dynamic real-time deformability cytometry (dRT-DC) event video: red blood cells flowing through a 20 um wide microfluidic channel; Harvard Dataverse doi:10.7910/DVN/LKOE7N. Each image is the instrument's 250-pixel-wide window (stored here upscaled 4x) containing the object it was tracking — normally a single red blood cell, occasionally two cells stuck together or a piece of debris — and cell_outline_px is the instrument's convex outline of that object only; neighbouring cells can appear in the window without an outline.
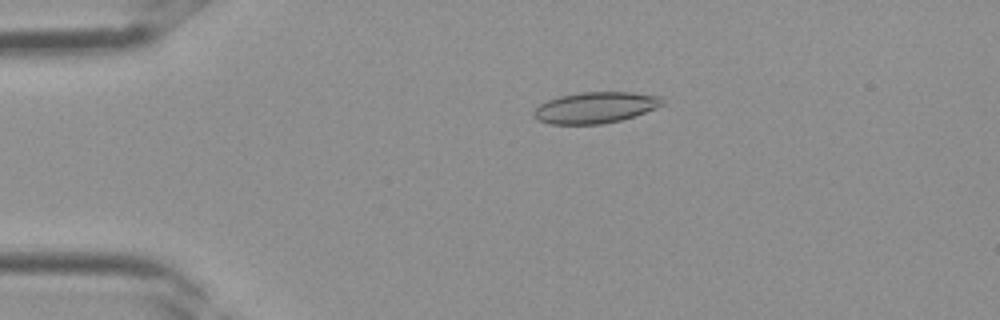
{"species": "Egyptian fruit bat (a non-hibernating species)", "species_latin": "Rousettus aegyptiacus", "temperature_condition": "room temperature", "stored_images_in_passage": 2, "camera_frame_rate_fps": 3000, "um_per_image_px": 0.085, "frame": {"image": 1, "passage_image": 1, "time_ms": 0.0, "image_size_px": [1000, 320], "cell_outline_px": [[664, 104], [656, 108], [636, 116], [620, 120], [600, 124], [548, 124], [536, 120], [532, 116], [532, 112], [540, 104], [548, 100], [560, 96], [580, 92], [632, 92], [660, 96], [664, 100]], "centroid_in_image_um": [50.59, 9.15], "position_along_channel_um": 34.4, "area_um2": 23.52}}